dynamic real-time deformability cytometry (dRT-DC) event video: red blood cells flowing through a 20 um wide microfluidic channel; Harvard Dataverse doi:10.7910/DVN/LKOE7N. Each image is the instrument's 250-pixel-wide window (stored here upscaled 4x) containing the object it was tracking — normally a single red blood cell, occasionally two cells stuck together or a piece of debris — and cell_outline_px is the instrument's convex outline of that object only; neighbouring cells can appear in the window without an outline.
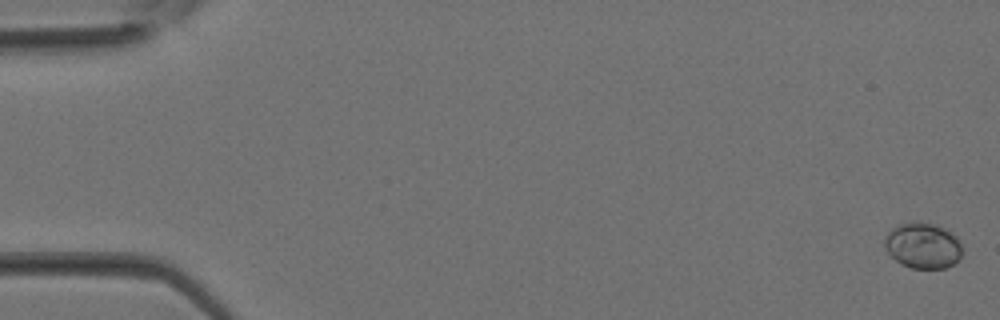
{"species": "Egyptian fruit bat (a non-hibernating species)", "species_latin": "Rousettus aegyptiacus", "temperature_condition": "room temperature", "stored_images_in_passage": 37, "camera_frame_rate_fps": 3000, "um_per_image_px": 0.085, "animal": {"sex": "female"}, "frame": {"image": 1, "passage_image": 1, "time_ms": 0.0, "image_size_px": [1000, 320], "cell_outline_px": [[960, 256], [952, 264], [944, 268], [912, 268], [900, 264], [884, 248], [884, 236], [892, 228], [900, 224], [936, 224], [952, 232], [956, 236], [960, 244]], "centroid_in_image_um": [78.41, 20.89], "position_along_channel_um": 6.6, "area_um2": 20.23}}
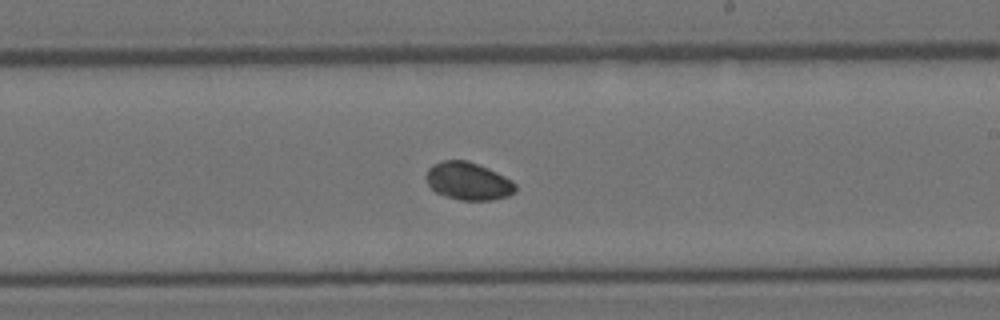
{"frame": {"image": 2, "passage_image": 22, "time_ms": 7.0, "image_size_px": [1000, 320], "cell_outline_px": [[516, 192], [508, 196], [492, 200], [460, 200], [436, 192], [428, 184], [428, 168], [432, 164], [444, 160], [468, 160], [488, 168], [512, 180], [516, 184]], "centroid_in_image_um": [39.84, 15.39], "position_along_channel_um": 249.2, "area_um2": 19.48}}
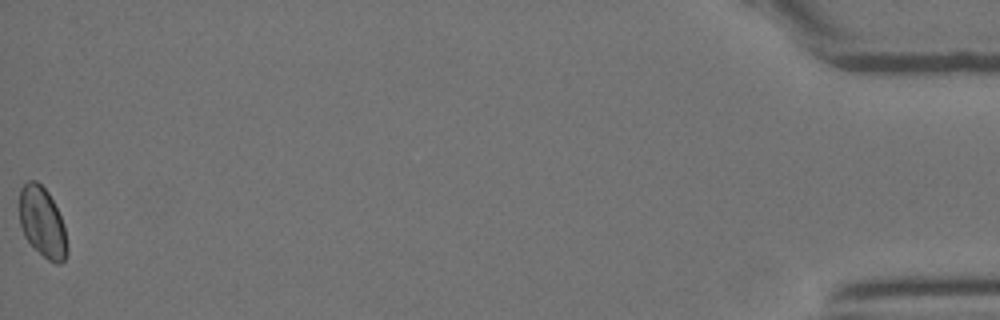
{"frame": {"image": 3, "passage_image": 37, "time_ms": 12.0, "image_size_px": [1000, 320], "cell_outline_px": [[68, 252], [64, 260], [60, 264], [56, 264], [48, 260], [24, 236], [20, 224], [20, 188], [28, 180], [36, 180], [48, 192], [64, 224], [68, 248]], "centroid_in_image_um": [3.61, 18.9], "position_along_channel_um": 431.6, "area_um2": 19.36}}